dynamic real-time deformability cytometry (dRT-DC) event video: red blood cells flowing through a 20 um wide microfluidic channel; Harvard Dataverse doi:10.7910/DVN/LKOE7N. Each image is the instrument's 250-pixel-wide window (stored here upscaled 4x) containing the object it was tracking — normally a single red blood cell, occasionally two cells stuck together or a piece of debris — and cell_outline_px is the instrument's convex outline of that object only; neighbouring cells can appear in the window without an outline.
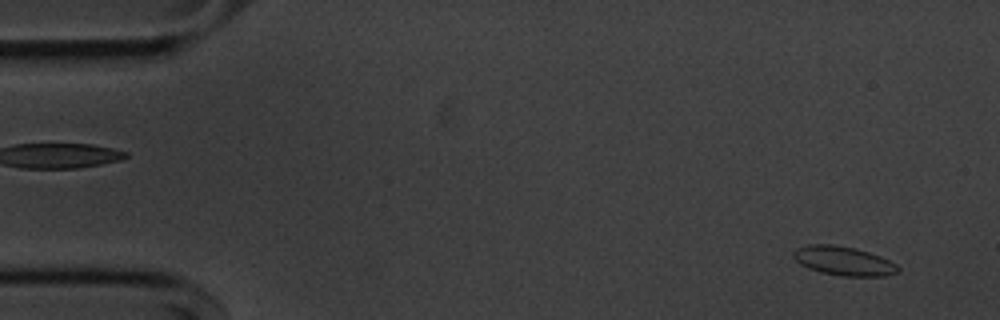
{"species": "common noctule bat (a hibernating species)", "species_latin": "Nyctalus noctula", "temperature_condition": "cold", "stored_images_in_passage": 54, "camera_frame_rate_fps": 3000, "um_per_image_px": 0.085, "animal": {"sex": "male", "body_mass_g": 20.1, "forearm_length_mm": 53.5}, "frame": {"image": 1, "passage_image": 3, "time_ms": 0.667, "image_size_px": [1000, 320], "cell_outline_px": [[900, 272], [884, 276], [840, 276], [820, 272], [808, 268], [800, 264], [792, 256], [792, 252], [796, 248], [812, 244], [832, 244], [856, 248], [880, 256], [896, 264], [900, 268]], "centroid_in_image_um": [71.7, 22.18], "position_along_channel_um": 13.3, "area_um2": 17.8}}
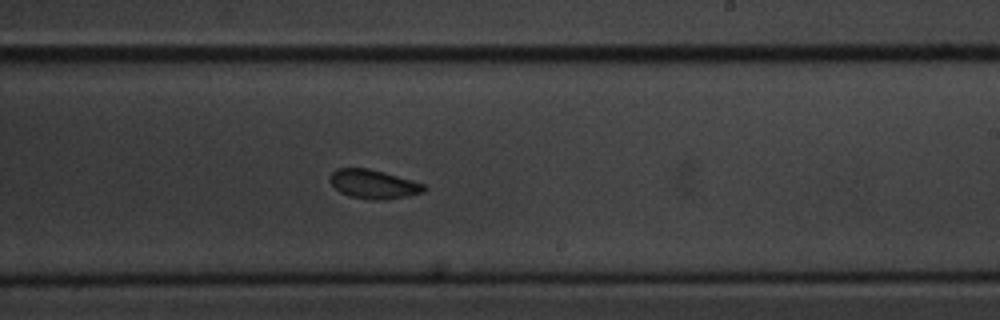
{"frame": {"image": 2, "passage_image": 32, "time_ms": 10.333, "image_size_px": [1000, 320], "cell_outline_px": [[428, 188], [424, 192], [388, 200], [372, 200], [348, 196], [340, 192], [328, 180], [332, 172], [336, 168], [368, 168], [384, 172], [412, 180], [424, 184]], "centroid_in_image_um": [31.75, 15.66], "position_along_channel_um": 257.3, "area_um2": 16.01}}
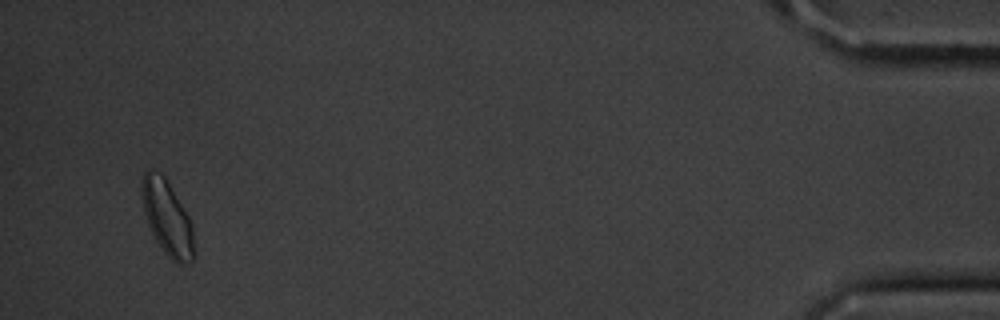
{"frame": {"image": 3, "passage_image": 52, "time_ms": 17.0, "image_size_px": [1000, 320], "cell_outline_px": [[196, 256], [192, 260], [184, 264], [176, 264], [164, 252], [156, 240], [148, 224], [144, 212], [140, 188], [140, 180], [144, 172], [148, 168], [152, 168], [160, 172], [168, 180], [188, 216], [192, 224]], "centroid_in_image_um": [14.21, 18.48], "position_along_channel_um": 421.0, "area_um2": 23.18}, "authors_computed_cell_mechanics": {"area_um2": 16.9932, "velocity_mm_per_s": 3.6285, "shape_relaxation_time_tau1_ms": null, "shape_relaxation_time_tau2_ms": 2.474, "deformation_change_tau1": null, "deformation_change_tau2": 0.0485}}